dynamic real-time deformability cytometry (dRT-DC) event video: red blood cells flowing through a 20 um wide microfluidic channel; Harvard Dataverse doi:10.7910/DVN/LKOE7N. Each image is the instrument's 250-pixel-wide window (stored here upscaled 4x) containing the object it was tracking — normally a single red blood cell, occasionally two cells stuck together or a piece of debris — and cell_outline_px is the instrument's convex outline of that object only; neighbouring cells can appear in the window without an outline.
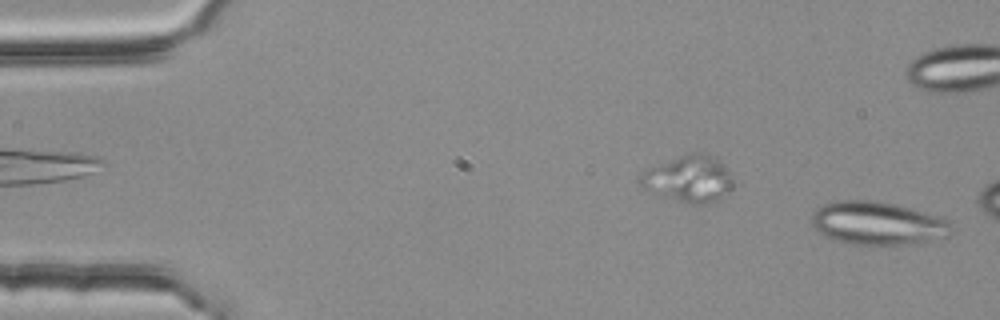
{"species": "common noctule bat (a hibernating species)", "species_latin": "Nyctalus noctula", "temperature_condition": "room temperature", "stored_images_in_passage": 2, "camera_frame_rate_fps": 3000, "um_per_image_px": 0.085, "animal": {"sex": "female", "body_mass_g": 25.1}, "frame": {"image": 1, "passage_image": 2, "time_ms": 0.333, "image_size_px": [1000, 320], "cell_outline_px": [[948, 236], [920, 244], [852, 244], [832, 240], [824, 236], [812, 224], [812, 212], [816, 208], [824, 204], [836, 200], [876, 200], [896, 204], [936, 216], [948, 220]], "centroid_in_image_um": [74.54, 18.97], "position_along_channel_um": 10.5, "area_um2": 35.03}}